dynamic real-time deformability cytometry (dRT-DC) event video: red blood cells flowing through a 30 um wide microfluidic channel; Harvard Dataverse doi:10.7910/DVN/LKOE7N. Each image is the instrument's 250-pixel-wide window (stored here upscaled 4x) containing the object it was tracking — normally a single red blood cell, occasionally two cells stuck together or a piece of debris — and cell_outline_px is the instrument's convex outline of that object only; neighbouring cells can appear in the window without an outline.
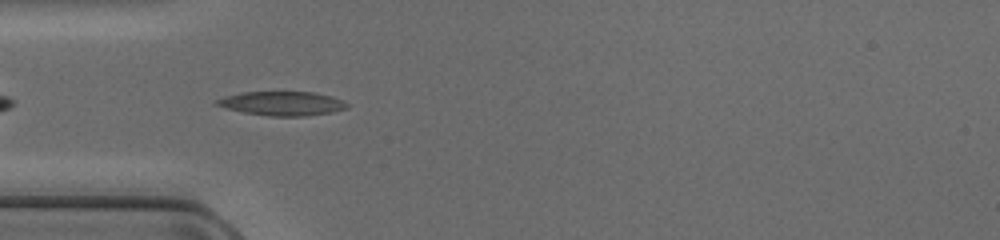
{"species": "common noctule bat (a hibernating species)", "species_latin": "Nyctalus noctula", "temperature_condition": "cold", "stored_images_in_passage": 35, "camera_frame_rate_fps": 3000, "um_per_image_px": 0.085, "animal": {"sex": "female", "body_mass_g": 17.0, "forearm_length_mm": 48.0}, "frame": {"image": 1, "passage_image": 1, "time_ms": 0.0, "image_size_px": [1000, 240], "cell_outline_px": [[348, 108], [332, 112], [304, 116], [268, 116], [244, 112], [212, 104], [216, 100], [228, 96], [244, 92], [312, 92], [332, 96], [344, 100], [348, 104]], "centroid_in_image_um": [24.03, 8.8], "position_along_channel_um": 61.0, "area_um2": 18.15}}
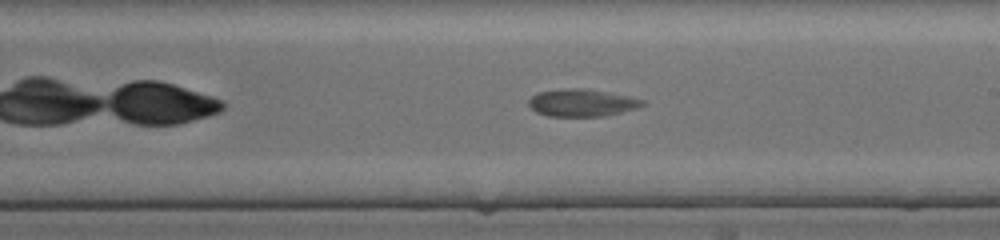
{"frame": {"image": 2, "passage_image": 14, "time_ms": 4.333, "image_size_px": [1000, 240], "cell_outline_px": [[644, 104], [636, 108], [604, 116], [548, 116], [536, 112], [528, 104], [528, 100], [536, 92], [564, 88], [588, 88], [628, 96], [644, 100]], "centroid_in_image_um": [49.42, 8.72], "position_along_channel_um": 239.6, "area_um2": 18.15}}
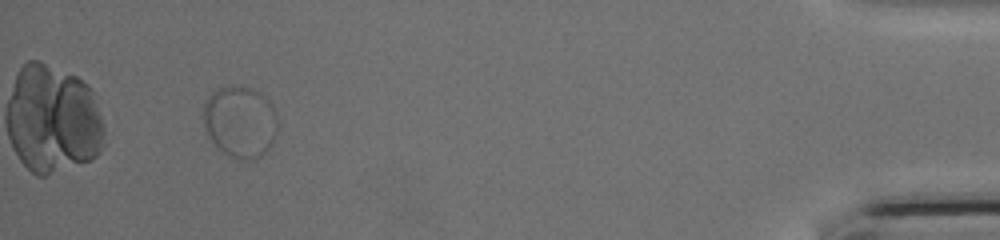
{"frame": {"image": 3, "passage_image": 32, "time_ms": 10.333, "image_size_px": [1000, 240], "cell_outline_px": [[276, 136], [272, 144], [260, 156], [244, 160], [240, 160], [224, 152], [208, 136], [204, 124], [204, 100], [216, 88], [248, 88], [260, 92], [272, 104], [276, 112]], "centroid_in_image_um": [20.41, 10.35], "position_along_channel_um": 414.8, "area_um2": 30.46}}